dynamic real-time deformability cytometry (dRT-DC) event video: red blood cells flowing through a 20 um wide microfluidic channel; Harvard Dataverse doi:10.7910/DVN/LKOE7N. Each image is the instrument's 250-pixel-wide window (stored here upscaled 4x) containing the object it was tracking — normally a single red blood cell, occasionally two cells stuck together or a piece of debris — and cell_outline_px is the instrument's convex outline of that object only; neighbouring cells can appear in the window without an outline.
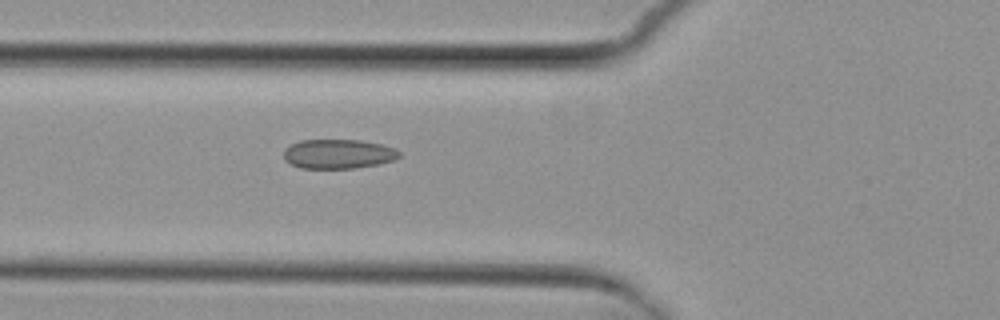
{"species": "common noctule bat (a hibernating species)", "species_latin": "Nyctalus noctula", "temperature_condition": "cold", "stored_images_in_passage": 4, "camera_frame_rate_fps": 3000, "um_per_image_px": 0.085, "animal": {"sex": "female", "body_mass_g": 29.2, "forearm_length_mm": 56.3}, "frame": {"image": 1, "passage_image": 4, "time_ms": 3.333, "image_size_px": [1000, 320], "cell_outline_px": [[400, 156], [392, 160], [380, 164], [352, 168], [300, 168], [284, 160], [284, 148], [300, 140], [360, 140], [380, 144], [396, 148], [400, 152]], "centroid_in_image_um": [28.75, 13.08], "position_along_channel_um": 97.1, "area_um2": 19.77}}